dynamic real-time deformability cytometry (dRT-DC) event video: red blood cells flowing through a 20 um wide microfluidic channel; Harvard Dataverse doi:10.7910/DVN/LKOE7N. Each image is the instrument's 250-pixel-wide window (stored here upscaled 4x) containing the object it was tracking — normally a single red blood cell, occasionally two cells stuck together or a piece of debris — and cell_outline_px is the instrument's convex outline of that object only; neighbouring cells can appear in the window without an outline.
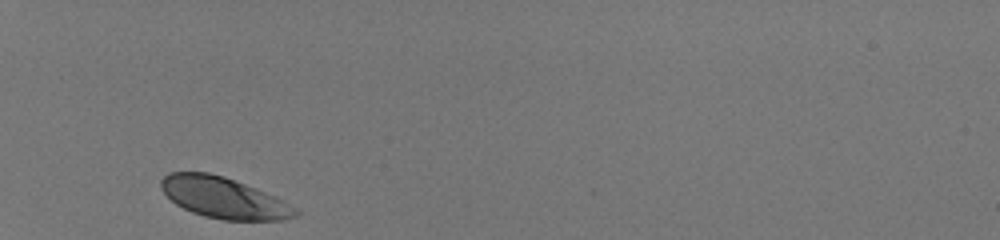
{"species": "human", "species_latin": "Homo sapiens", "temperature_condition": "room temperature", "stored_images_in_passage": 28, "camera_frame_rate_fps": 3000, "um_per_image_px": 0.085, "donor": {"sex": "male"}, "frame": {"image": 1, "passage_image": 1, "time_ms": 0.0, "image_size_px": [1000, 240], "cell_outline_px": [[300, 216], [284, 220], [224, 220], [204, 216], [192, 212], [176, 204], [160, 188], [160, 180], [168, 172], [208, 172], [224, 176], [256, 188], [276, 196], [296, 208], [300, 212]], "centroid_in_image_um": [19.05, 16.81], "position_along_channel_um": 66.0, "area_um2": 32.25}}
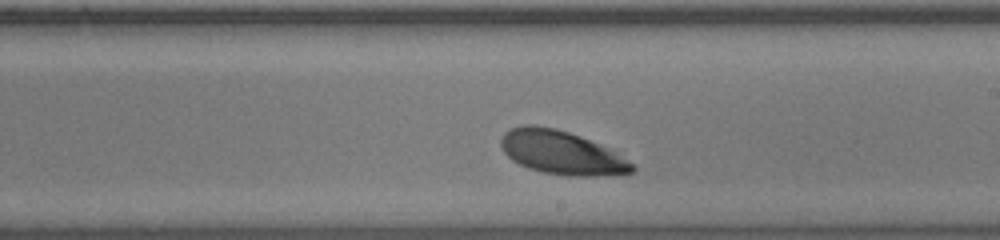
{"frame": {"image": 2, "passage_image": 16, "time_ms": 5.0, "image_size_px": [1000, 240], "cell_outline_px": [[636, 168], [632, 172], [592, 176], [576, 176], [544, 172], [528, 168], [512, 160], [504, 152], [500, 144], [500, 140], [504, 132], [512, 128], [524, 124], [532, 124], [556, 128], [580, 136], [612, 152], [632, 164]], "centroid_in_image_um": [47.62, 12.95], "position_along_channel_um": 241.4, "area_um2": 32.48}}
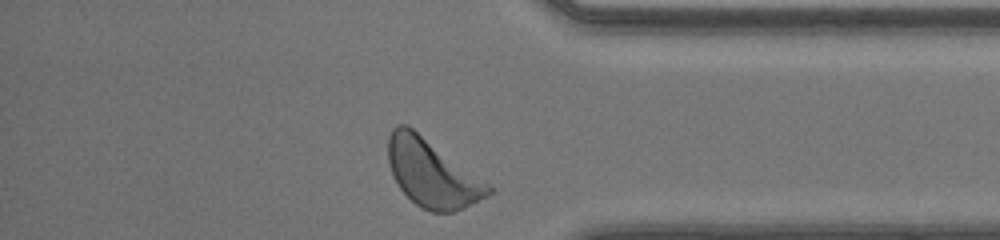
{"frame": {"image": 3, "passage_image": 28, "time_ms": 9.0, "image_size_px": [1000, 240], "cell_outline_px": [[492, 192], [464, 208], [452, 212], [432, 212], [416, 204], [400, 188], [392, 176], [388, 164], [388, 136], [392, 128], [396, 124], [408, 124], [488, 184], [492, 188]], "centroid_in_image_um": [36.65, 14.7], "position_along_channel_um": 398.5, "area_um2": 38.84}, "authors_computed_cell_mechanics": {"area_um2": 33.0905, "velocity_mm_per_s": 4.0114, "shape_relaxation_time_tau1_ms": 1.1334, "shape_relaxation_time_tau2_ms": null, "deformation_change_tau1": 0.1089, "deformation_change_tau2": null}}